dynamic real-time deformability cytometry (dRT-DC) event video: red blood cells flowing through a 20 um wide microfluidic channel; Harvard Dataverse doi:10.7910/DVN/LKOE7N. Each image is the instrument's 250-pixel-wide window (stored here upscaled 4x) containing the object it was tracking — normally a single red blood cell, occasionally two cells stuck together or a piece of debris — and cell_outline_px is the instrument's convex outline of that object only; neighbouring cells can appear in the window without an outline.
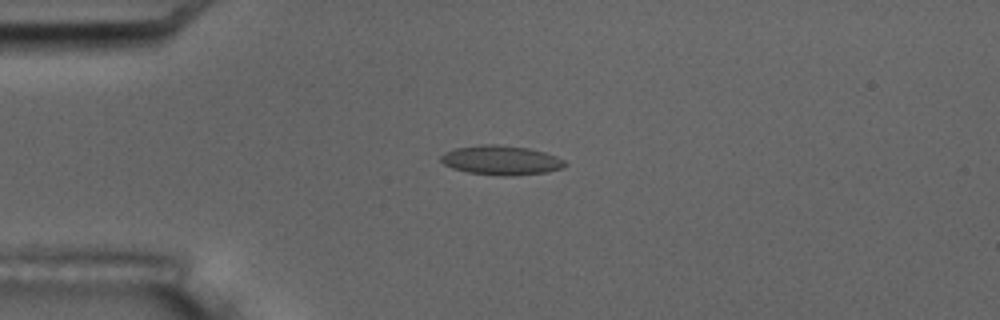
{"species": "common noctule bat (a hibernating species)", "species_latin": "Nyctalus noctula", "temperature_condition": "room temperature", "stored_images_in_passage": 5, "camera_frame_rate_fps": 3000, "um_per_image_px": 0.085, "animal": {"sex": "male", "body_mass_g": 17.5, "forearm_length_mm": 52.3}, "frame": {"image": 1, "passage_image": 3, "time_ms": 2.333, "image_size_px": [1000, 320], "cell_outline_px": [[568, 164], [564, 168], [548, 172], [512, 176], [500, 176], [468, 172], [452, 168], [444, 164], [440, 160], [440, 156], [444, 152], [456, 148], [480, 144], [500, 144], [528, 148], [544, 152], [556, 156], [564, 160]], "centroid_in_image_um": [42.61, 13.62], "position_along_channel_um": 42.4, "area_um2": 21.5}}